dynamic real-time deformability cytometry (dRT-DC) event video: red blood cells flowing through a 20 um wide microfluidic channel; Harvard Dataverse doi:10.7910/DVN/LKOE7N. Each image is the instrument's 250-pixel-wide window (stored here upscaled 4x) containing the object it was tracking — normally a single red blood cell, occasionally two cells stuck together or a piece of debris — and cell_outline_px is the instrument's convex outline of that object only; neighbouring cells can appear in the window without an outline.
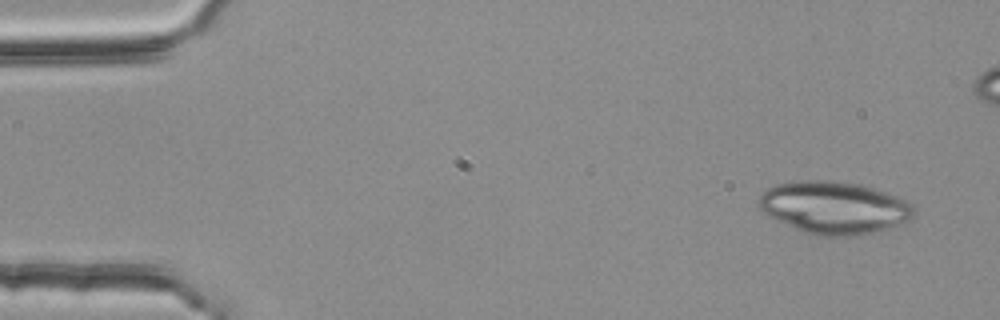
{"species": "common noctule bat (a hibernating species)", "species_latin": "Nyctalus noctula", "temperature_condition": "room temperature", "stored_images_in_passage": 4, "camera_frame_rate_fps": 3000, "um_per_image_px": 0.085, "animal": {"sex": "female", "body_mass_g": 25.1}, "frame": {"image": 1, "passage_image": 1, "time_ms": 0.0, "image_size_px": [1000, 320], "cell_outline_px": [[916, 216], [888, 232], [852, 236], [816, 236], [804, 232], [768, 216], [756, 204], [760, 196], [768, 188], [776, 184], [800, 180], [824, 180], [860, 184], [908, 200], [916, 208]], "centroid_in_image_um": [70.98, 17.68], "position_along_channel_um": 14.0, "area_um2": 48.21}}